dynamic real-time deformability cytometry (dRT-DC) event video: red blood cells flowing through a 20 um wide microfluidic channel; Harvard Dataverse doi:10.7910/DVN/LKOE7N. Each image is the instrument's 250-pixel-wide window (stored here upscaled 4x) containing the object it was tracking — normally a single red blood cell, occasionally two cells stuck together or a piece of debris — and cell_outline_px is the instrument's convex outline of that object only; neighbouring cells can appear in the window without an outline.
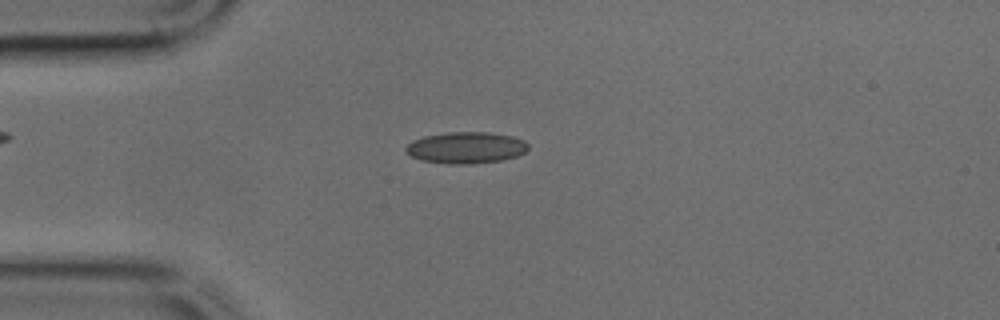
{"species": "common noctule bat (a hibernating species)", "species_latin": "Nyctalus noctula", "temperature_condition": "cold", "stored_images_in_passage": 48, "camera_frame_rate_fps": 3000, "um_per_image_px": 0.085, "animal": {"sex": "male", "body_mass_g": 17.9, "forearm_length_mm": 54.2}, "frame": {"image": 1, "passage_image": 12, "time_ms": 3.667, "image_size_px": [1000, 320], "cell_outline_px": [[528, 148], [524, 152], [516, 156], [504, 160], [472, 164], [448, 164], [420, 160], [412, 156], [404, 148], [412, 140], [424, 136], [448, 132], [492, 132], [512, 136], [524, 140], [528, 144]], "centroid_in_image_um": [39.62, 12.55], "position_along_channel_um": 45.4, "area_um2": 22.6}}
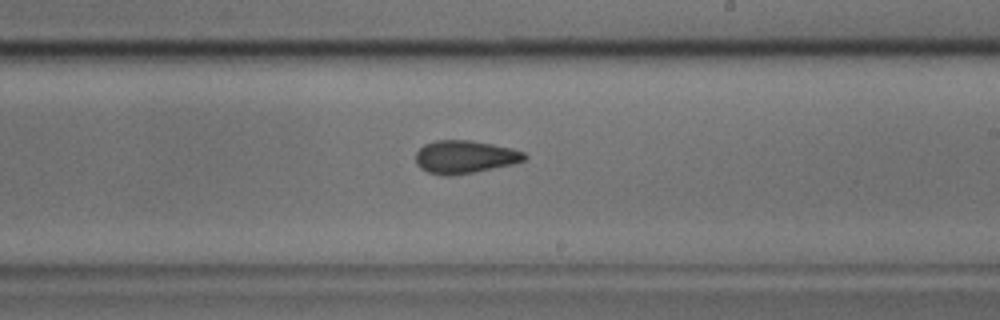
{"frame": {"image": 2, "passage_image": 28, "time_ms": 9.0, "image_size_px": [1000, 320], "cell_outline_px": [[528, 156], [524, 160], [512, 164], [452, 176], [444, 176], [428, 172], [420, 168], [416, 164], [416, 152], [424, 144], [436, 140], [468, 140], [492, 144], [512, 148], [524, 152]], "centroid_in_image_um": [39.48, 13.33], "position_along_channel_um": 249.5, "area_um2": 20.81}}
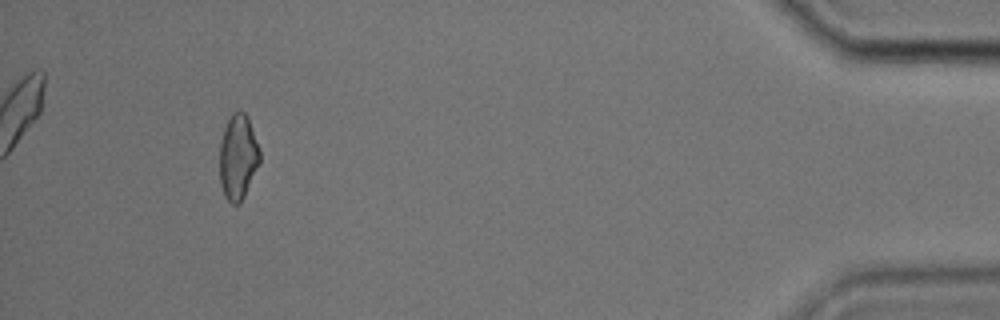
{"frame": {"image": 3, "passage_image": 45, "time_ms": 14.667, "image_size_px": [1000, 320], "cell_outline_px": [[260, 160], [244, 196], [240, 204], [232, 204], [224, 196], [220, 184], [220, 144], [224, 128], [232, 112], [240, 108], [248, 116], [260, 152]], "centroid_in_image_um": [20.22, 13.32], "position_along_channel_um": 415.0, "area_um2": 19.88}}